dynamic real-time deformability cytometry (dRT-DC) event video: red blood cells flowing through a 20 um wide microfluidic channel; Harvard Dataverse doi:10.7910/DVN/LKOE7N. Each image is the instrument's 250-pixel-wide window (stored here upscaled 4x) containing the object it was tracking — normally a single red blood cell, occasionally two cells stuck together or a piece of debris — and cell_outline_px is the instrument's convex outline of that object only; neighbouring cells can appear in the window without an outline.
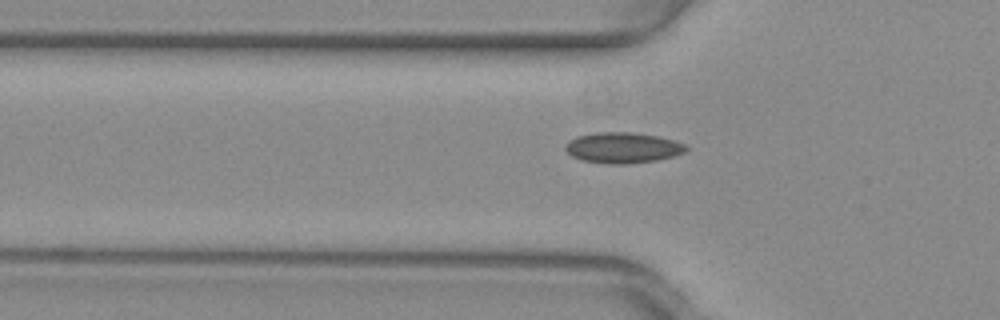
{"species": "common noctule bat (a hibernating species)", "species_latin": "Nyctalus noctula", "temperature_condition": "warm", "stored_images_in_passage": 32, "camera_frame_rate_fps": 3000, "um_per_image_px": 0.085, "animal": {"sex": "female", "body_mass_g": 29.2, "forearm_length_mm": 56.3}, "frame": {"image": 1, "passage_image": 4, "time_ms": 1.0, "image_size_px": [1000, 320], "cell_outline_px": [[688, 148], [684, 152], [672, 156], [656, 160], [628, 164], [608, 164], [580, 160], [572, 156], [564, 148], [564, 144], [568, 140], [576, 136], [596, 132], [632, 132], [656, 136], [672, 140], [684, 144]], "centroid_in_image_um": [52.86, 12.56], "position_along_channel_um": 72.9, "area_um2": 21.62}}
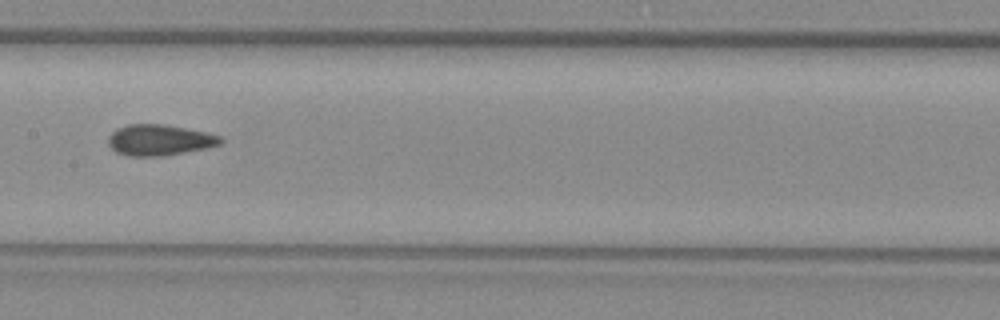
{"frame": {"image": 2, "passage_image": 13, "time_ms": 4.0, "image_size_px": [1000, 320], "cell_outline_px": [[224, 140], [220, 144], [204, 148], [184, 152], [160, 156], [128, 156], [116, 152], [108, 144], [108, 136], [116, 128], [128, 124], [164, 124], [204, 132], [220, 136]], "centroid_in_image_um": [13.5, 11.9], "position_along_channel_um": 193.9, "area_um2": 20.06}}
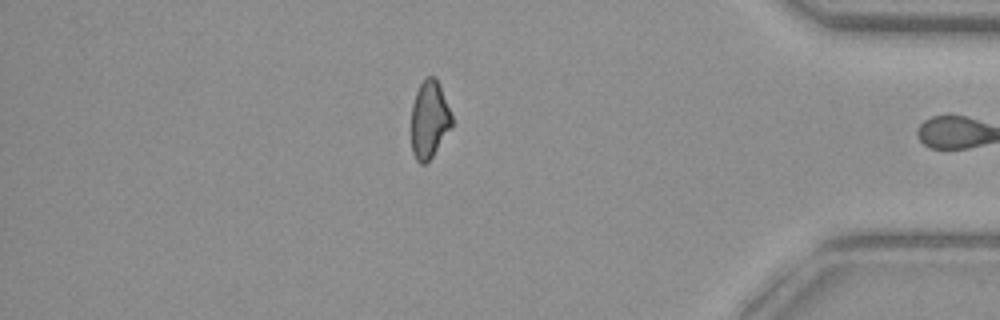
{"frame": {"image": 3, "passage_image": 31, "time_ms": 10.0, "image_size_px": [1000, 320], "cell_outline_px": [[452, 128], [432, 156], [424, 164], [420, 164], [416, 160], [412, 152], [412, 104], [416, 92], [420, 84], [428, 76], [436, 76], [440, 84], [452, 116]], "centroid_in_image_um": [36.5, 10.15], "position_along_channel_um": 398.7, "area_um2": 18.32}, "authors_computed_cell_mechanics": {"area_um2": 19.8254, "velocity_mm_per_s": 4.0066, "shape_relaxation_time_tau1_ms": null, "shape_relaxation_time_tau2_ms": 3.1007, "deformation_change_tau1": null, "deformation_change_tau2": 0.0664}}